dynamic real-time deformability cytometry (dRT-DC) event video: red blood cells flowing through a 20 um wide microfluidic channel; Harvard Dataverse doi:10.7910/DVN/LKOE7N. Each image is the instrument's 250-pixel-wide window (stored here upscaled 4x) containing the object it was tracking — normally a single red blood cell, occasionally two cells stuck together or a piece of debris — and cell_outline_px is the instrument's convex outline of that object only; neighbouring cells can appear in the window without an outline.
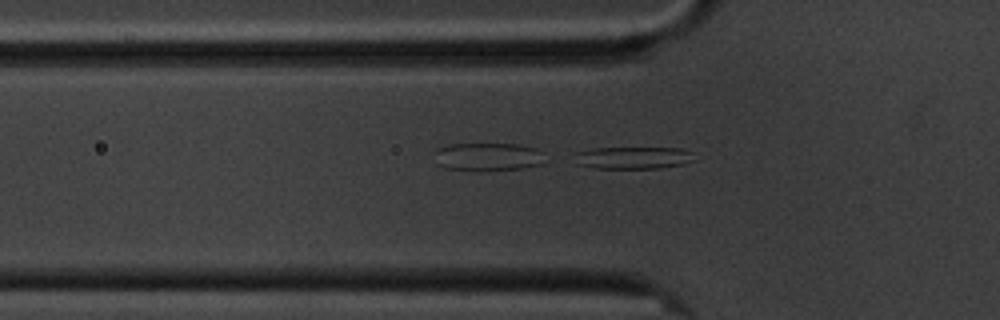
{"species": "common noctule bat (a hibernating species)", "species_latin": "Nyctalus noctula", "temperature_condition": "cold", "stored_images_in_passage": 39, "camera_frame_rate_fps": 3000, "um_per_image_px": 0.085, "animal": {"sex": "male", "body_mass_g": 20.1, "forearm_length_mm": 53.5}, "frame": {"image": 1, "passage_image": 5, "time_ms": 1.333, "image_size_px": [1000, 320], "cell_outline_px": [[696, 160], [684, 164], [660, 168], [592, 168], [572, 164], [564, 160], [572, 152], [592, 148], [680, 148], [688, 152]], "centroid_in_image_um": [53.54, 13.42], "position_along_channel_um": 72.3, "area_um2": 16.24}}
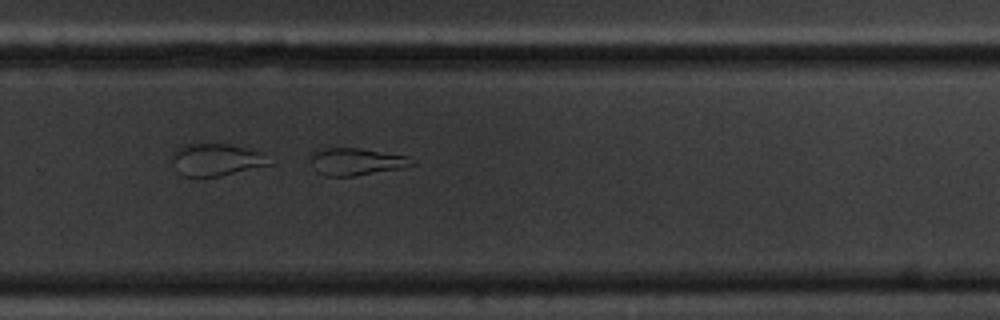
{"frame": {"image": 2, "passage_image": 25, "time_ms": 8.0, "image_size_px": [1000, 320], "cell_outline_px": [[416, 164], [404, 168], [352, 176], [324, 176], [316, 172], [312, 160], [312, 152], [316, 148], [360, 148], [408, 156]], "centroid_in_image_um": [30.29, 13.73], "position_along_channel_um": 299.5, "area_um2": 16.13}}
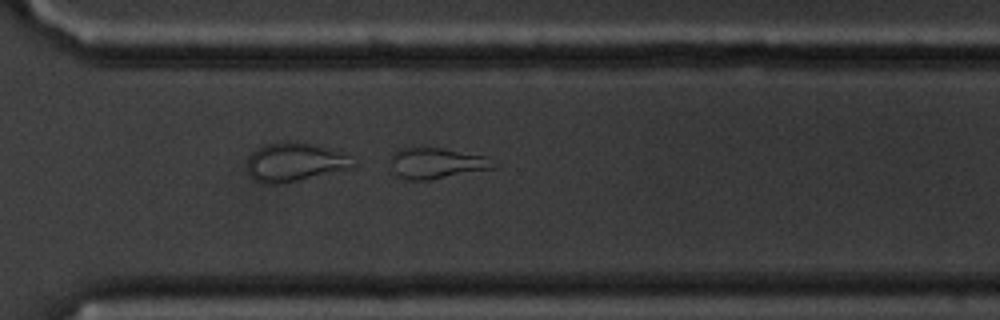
{"frame": {"image": 3, "passage_image": 28, "time_ms": 9.0, "image_size_px": [1000, 320], "cell_outline_px": [[500, 164], [496, 168], [428, 180], [408, 180], [392, 176], [388, 160], [392, 152], [400, 148], [440, 148], [488, 156]], "centroid_in_image_um": [37.07, 13.88], "position_along_channel_um": 333.5, "area_um2": 19.19}}